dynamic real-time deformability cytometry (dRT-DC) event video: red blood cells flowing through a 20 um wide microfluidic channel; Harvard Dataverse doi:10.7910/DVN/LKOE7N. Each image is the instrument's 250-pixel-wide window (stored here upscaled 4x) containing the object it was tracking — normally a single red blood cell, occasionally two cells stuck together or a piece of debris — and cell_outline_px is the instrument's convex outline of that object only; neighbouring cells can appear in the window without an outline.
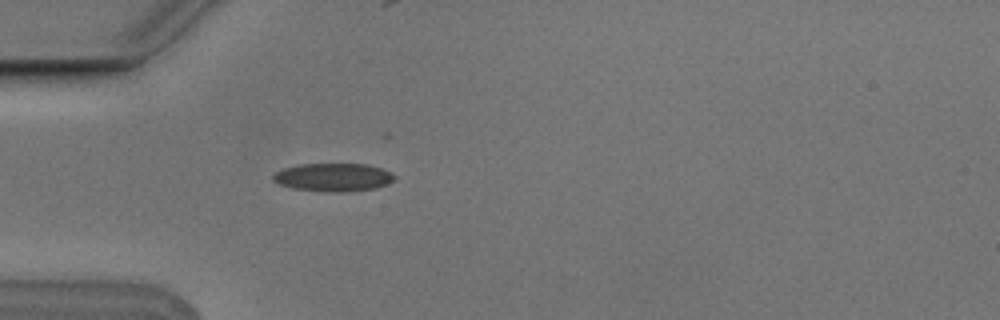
{"species": "Egyptian fruit bat (a non-hibernating species)", "species_latin": "Rousettus aegyptiacus", "temperature_condition": "cold", "stored_images_in_passage": 4, "camera_frame_rate_fps": 3000, "um_per_image_px": 0.085, "animal": {"sex": "male"}, "frame": {"image": 1, "passage_image": 4, "time_ms": 1.0, "image_size_px": [1000, 320], "cell_outline_px": [[396, 180], [388, 184], [376, 188], [344, 192], [332, 192], [292, 188], [280, 184], [272, 180], [272, 176], [276, 172], [284, 168], [300, 164], [368, 164], [380, 168], [396, 176]], "centroid_in_image_um": [28.35, 15.07], "position_along_channel_um": 56.7, "area_um2": 19.88}}